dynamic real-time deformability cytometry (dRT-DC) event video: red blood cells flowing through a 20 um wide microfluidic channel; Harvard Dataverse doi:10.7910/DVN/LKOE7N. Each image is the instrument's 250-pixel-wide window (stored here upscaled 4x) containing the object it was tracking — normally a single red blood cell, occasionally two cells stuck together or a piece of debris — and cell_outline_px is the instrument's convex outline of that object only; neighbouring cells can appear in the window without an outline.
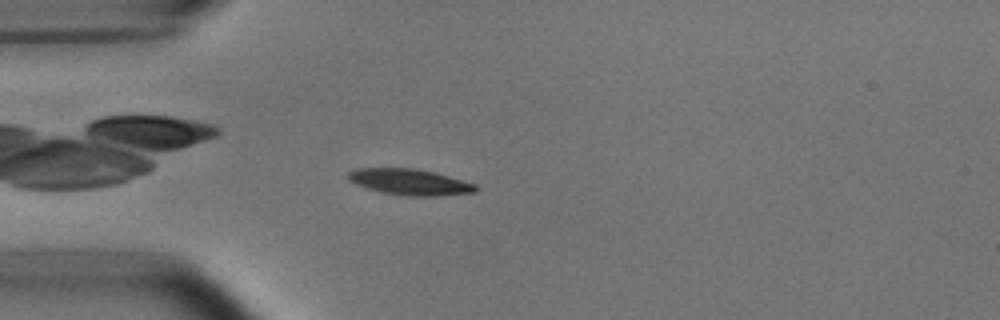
{"species": "common noctule bat (a hibernating species)", "species_latin": "Nyctalus noctula", "temperature_condition": "room temperature", "stored_images_in_passage": 43, "camera_frame_rate_fps": 3000, "um_per_image_px": 0.085, "animal": {"sex": "male", "body_mass_g": 15.6}, "frame": {"image": 1, "passage_image": 4, "time_ms": 1.0, "image_size_px": [1000, 320], "cell_outline_px": [[480, 188], [476, 192], [436, 196], [404, 196], [380, 192], [356, 184], [348, 180], [348, 172], [356, 168], [416, 168], [448, 176], [476, 184]], "centroid_in_image_um": [34.83, 15.47], "position_along_channel_um": 50.2, "area_um2": 19.42}}
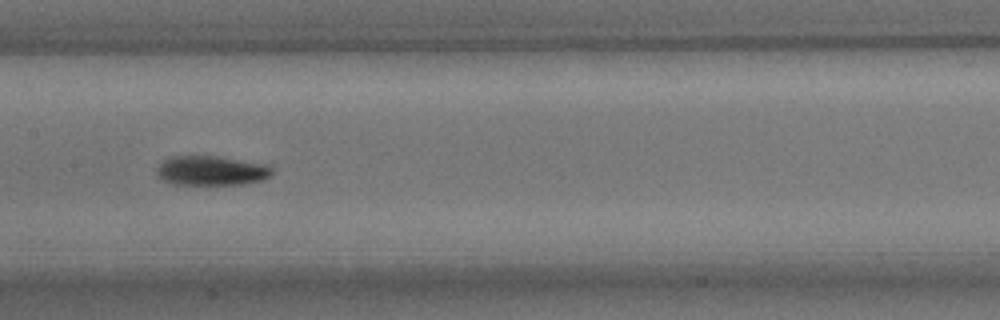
{"frame": {"image": 2, "passage_image": 16, "time_ms": 5.0, "image_size_px": [1000, 320], "cell_outline_px": [[272, 176], [264, 180], [244, 184], [172, 184], [164, 180], [156, 172], [156, 168], [164, 160], [172, 156], [216, 156], [264, 164], [272, 168]], "centroid_in_image_um": [17.98, 14.51], "position_along_channel_um": 189.4, "area_um2": 19.71}}
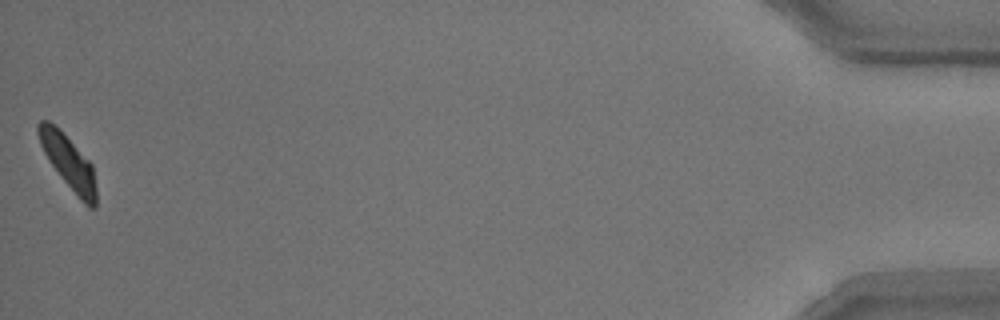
{"frame": {"image": 3, "passage_image": 43, "time_ms": 14.0, "image_size_px": [1000, 320], "cell_outline_px": [[96, 208], [88, 208], [80, 200], [60, 176], [48, 160], [40, 144], [36, 132], [36, 124], [40, 120], [48, 120], [92, 164], [96, 188]], "centroid_in_image_um": [5.8, 13.83], "position_along_channel_um": 429.4, "area_um2": 17.63}, "authors_computed_cell_mechanics": {"area_um2": 19.2474, "velocity_mm_per_s": 3.721, "shape_relaxation_time_tau1_ms": 2.276, "shape_relaxation_time_tau2_ms": null, "deformation_change_tau1": 0.125, "deformation_change_tau2": null}}